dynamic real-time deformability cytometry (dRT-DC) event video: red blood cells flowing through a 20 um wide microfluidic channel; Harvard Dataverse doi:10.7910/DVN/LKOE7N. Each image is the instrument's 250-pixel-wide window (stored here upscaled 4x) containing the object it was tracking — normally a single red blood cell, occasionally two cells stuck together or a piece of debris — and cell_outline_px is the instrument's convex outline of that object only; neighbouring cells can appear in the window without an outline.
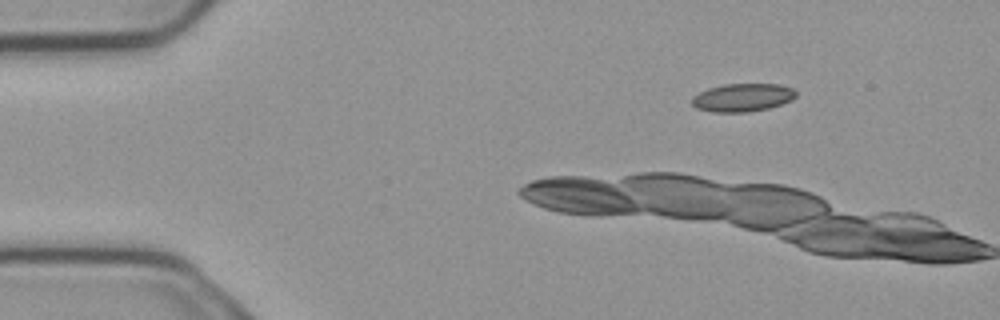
{"species": "common noctule bat (a hibernating species)", "species_latin": "Nyctalus noctula", "temperature_condition": "cold", "stored_images_in_passage": 4, "segment_of_instrument_passage": [2, 2], "camera_frame_rate_fps": 3000, "um_per_image_px": 0.085, "animal": {"sex": "male", "body_mass_g": 23.1, "forearm_length_mm": 52.7}, "frame": {"image": 1, "passage_image": 4, "time_ms": 1.0, "image_size_px": [1000, 320], "cell_outline_px": [[796, 96], [792, 100], [768, 108], [748, 112], [712, 112], [696, 108], [692, 104], [692, 96], [708, 88], [724, 84], [776, 84], [792, 88], [796, 92]], "centroid_in_image_um": [63.1, 8.29], "position_along_channel_um": 21.9, "area_um2": 16.99}}